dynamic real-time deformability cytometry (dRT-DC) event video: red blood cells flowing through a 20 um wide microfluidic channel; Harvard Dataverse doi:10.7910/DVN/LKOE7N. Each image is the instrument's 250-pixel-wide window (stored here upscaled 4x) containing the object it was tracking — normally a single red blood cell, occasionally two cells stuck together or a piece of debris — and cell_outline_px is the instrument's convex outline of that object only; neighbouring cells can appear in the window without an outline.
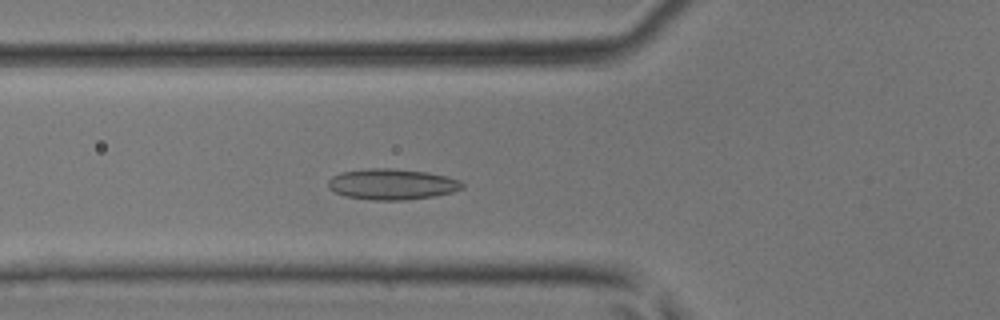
{"species": "common noctule bat (a hibernating species)", "species_latin": "Nyctalus noctula", "temperature_condition": "room temperature", "stored_images_in_passage": 44, "camera_frame_rate_fps": 3000, "um_per_image_px": 0.085, "animal": {"sex": "male", "body_mass_g": 17.9, "forearm_length_mm": 54.2}, "frame": {"image": 1, "passage_image": 15, "time_ms": 4.667, "image_size_px": [1000, 320], "cell_outline_px": [[464, 188], [452, 192], [432, 196], [404, 200], [372, 200], [344, 196], [328, 188], [328, 180], [332, 176], [340, 172], [368, 168], [392, 168], [428, 172], [448, 176], [460, 180], [464, 184]], "centroid_in_image_um": [33.32, 15.65], "position_along_channel_um": 92.5, "area_um2": 24.28}}
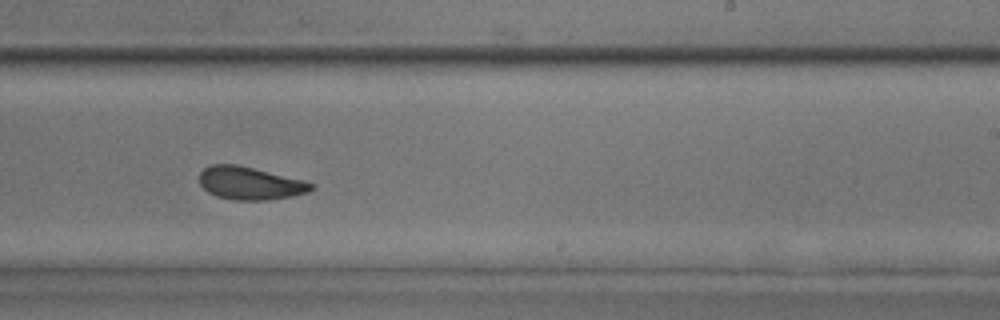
{"frame": {"image": 2, "passage_image": 27, "time_ms": 8.667, "image_size_px": [1000, 320], "cell_outline_px": [[316, 188], [308, 192], [292, 196], [268, 200], [236, 200], [216, 196], [208, 192], [200, 184], [200, 172], [204, 168], [212, 164], [236, 164], [304, 180], [316, 184]], "centroid_in_image_um": [21.28, 15.58], "position_along_channel_um": 267.7, "area_um2": 21.44}}
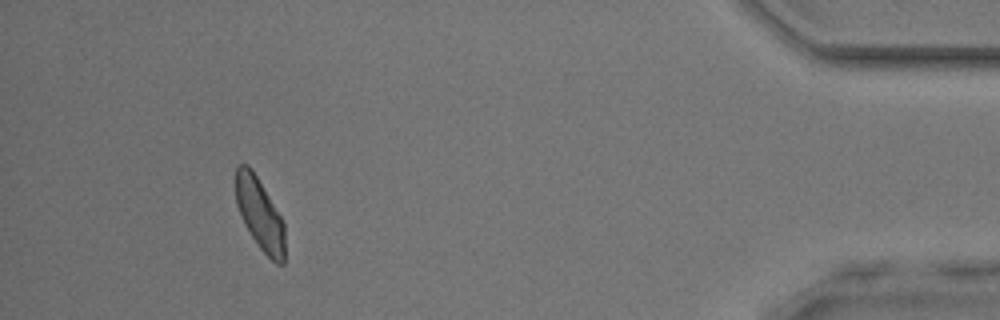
{"frame": {"image": 3, "passage_image": 41, "time_ms": 13.333, "image_size_px": [1000, 320], "cell_outline_px": [[284, 264], [276, 264], [260, 248], [244, 224], [236, 204], [236, 164], [248, 164], [252, 168], [280, 216], [284, 224]], "centroid_in_image_um": [22.06, 18.18], "position_along_channel_um": 413.1, "area_um2": 20.29}}